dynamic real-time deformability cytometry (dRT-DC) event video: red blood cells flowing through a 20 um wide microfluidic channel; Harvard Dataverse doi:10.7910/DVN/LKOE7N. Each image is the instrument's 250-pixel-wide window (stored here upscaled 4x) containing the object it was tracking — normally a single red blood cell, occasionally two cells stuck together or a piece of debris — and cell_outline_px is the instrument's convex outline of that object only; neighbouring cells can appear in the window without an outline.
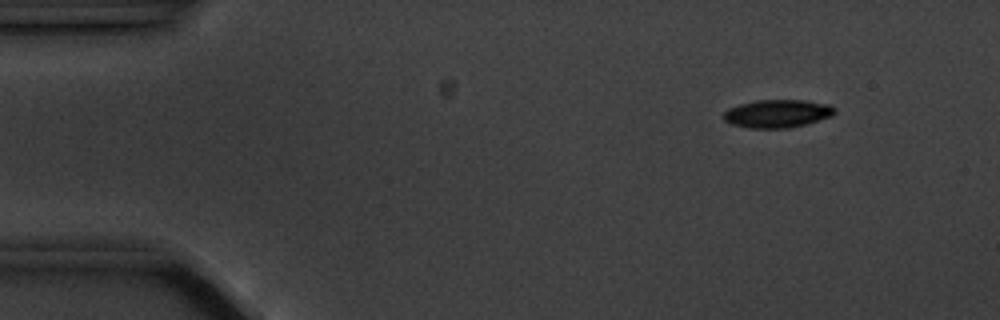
{"species": "common noctule bat (a hibernating species)", "species_latin": "Nyctalus noctula", "temperature_condition": "cold", "stored_images_in_passage": 7, "camera_frame_rate_fps": 3000, "um_per_image_px": 0.085, "animal": {"sex": "male", "body_mass_g": 20.1, "forearm_length_mm": 53.5}, "frame": {"image": 1, "passage_image": 2, "time_ms": 1.333, "image_size_px": [1000, 320], "cell_outline_px": [[836, 112], [832, 116], [804, 124], [788, 128], [748, 128], [732, 124], [724, 120], [724, 112], [728, 108], [740, 104], [756, 100], [804, 100], [832, 104], [836, 108]], "centroid_in_image_um": [66.1, 9.64], "position_along_channel_um": 18.9, "area_um2": 18.21}}